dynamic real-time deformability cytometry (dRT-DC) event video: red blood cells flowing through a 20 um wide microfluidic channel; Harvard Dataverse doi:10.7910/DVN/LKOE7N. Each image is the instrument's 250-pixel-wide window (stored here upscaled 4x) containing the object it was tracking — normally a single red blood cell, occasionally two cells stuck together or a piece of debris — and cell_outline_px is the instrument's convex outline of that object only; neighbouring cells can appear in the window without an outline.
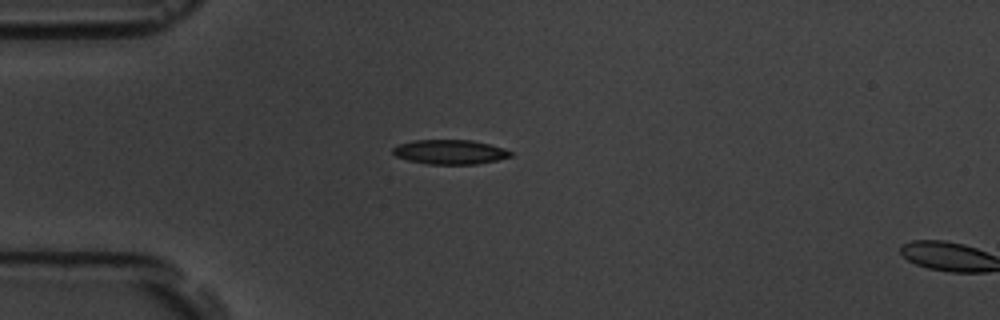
{"species": "common noctule bat (a hibernating species)", "species_latin": "Nyctalus noctula", "temperature_condition": "room temperature", "stored_images_in_passage": 4, "camera_frame_rate_fps": 3000, "um_per_image_px": 0.085, "animal": {"sex": "male", "body_mass_g": 19.5, "forearm_length_mm": 54.6}, "frame": {"image": 1, "passage_image": 3, "time_ms": 2.333, "image_size_px": [1000, 320], "cell_outline_px": [[512, 156], [496, 160], [476, 164], [428, 164], [408, 160], [396, 156], [392, 152], [392, 148], [400, 144], [412, 140], [472, 140], [504, 148], [512, 152]], "centroid_in_image_um": [38.23, 12.91], "position_along_channel_um": 46.8, "area_um2": 16.7}}